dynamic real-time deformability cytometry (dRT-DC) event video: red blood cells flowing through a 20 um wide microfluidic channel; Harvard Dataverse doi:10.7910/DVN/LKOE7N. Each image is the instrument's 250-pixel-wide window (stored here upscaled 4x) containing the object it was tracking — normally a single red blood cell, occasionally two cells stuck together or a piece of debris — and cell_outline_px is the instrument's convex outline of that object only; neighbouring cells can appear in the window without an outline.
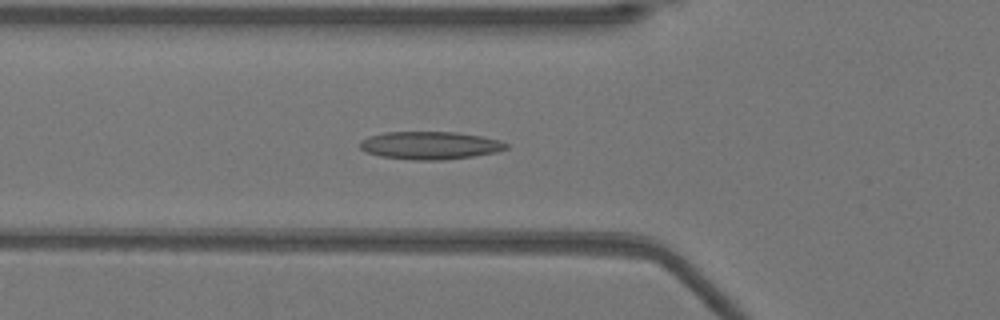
{"species": "Egyptian fruit bat (a non-hibernating species)", "species_latin": "Rousettus aegyptiacus", "temperature_condition": "warm", "stored_images_in_passage": 36, "camera_frame_rate_fps": 3000, "um_per_image_px": 0.085, "animal": {"sex": "female"}, "frame": {"image": 1, "passage_image": 14, "time_ms": 4.333, "image_size_px": [1000, 320], "cell_outline_px": [[508, 148], [496, 152], [472, 156], [444, 160], [412, 160], [380, 156], [368, 152], [360, 148], [360, 140], [368, 136], [384, 132], [456, 132], [480, 136], [500, 140], [508, 144]], "centroid_in_image_um": [36.54, 12.36], "position_along_channel_um": 89.3, "area_um2": 23.7}}
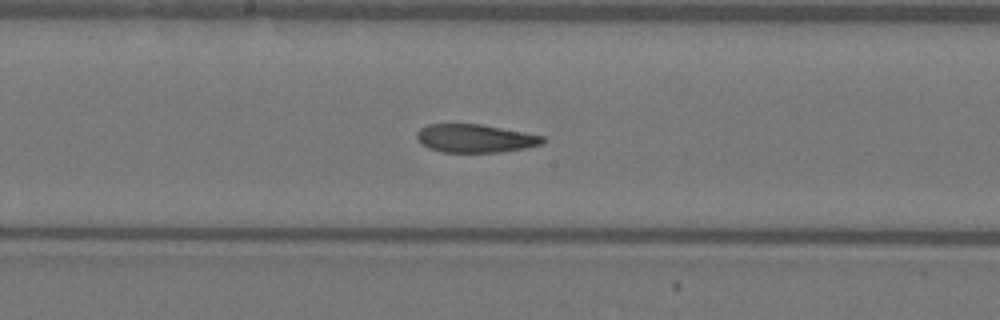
{"frame": {"image": 2, "passage_image": 23, "time_ms": 7.333, "image_size_px": [1000, 320], "cell_outline_px": [[544, 144], [524, 148], [500, 152], [440, 152], [428, 148], [420, 144], [416, 140], [416, 132], [420, 128], [428, 124], [480, 124], [524, 132], [544, 136]], "centroid_in_image_um": [40.34, 11.76], "position_along_channel_um": 207.9, "area_um2": 20.87}}
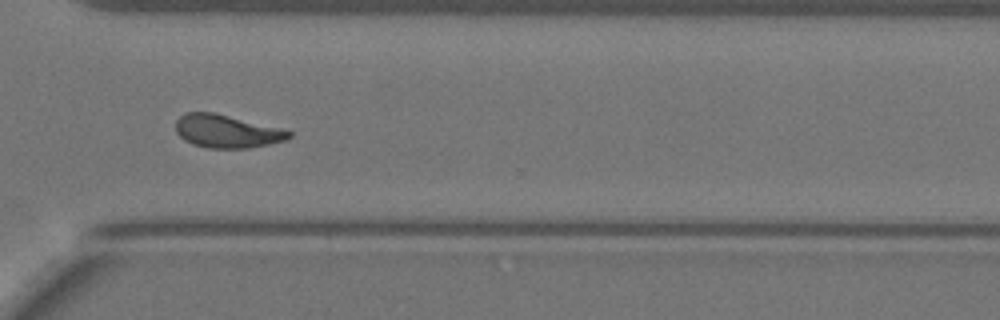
{"frame": {"image": 3, "passage_image": 34, "time_ms": 11.0, "image_size_px": [1000, 320], "cell_outline_px": [[292, 136], [284, 140], [268, 144], [248, 148], [208, 148], [192, 144], [184, 140], [176, 132], [176, 120], [184, 112], [212, 112], [292, 132]], "centroid_in_image_um": [19.19, 11.17], "position_along_channel_um": 351.4, "area_um2": 21.33}, "authors_computed_cell_mechanics": {"area_um2": 22.542, "velocity_mm_per_s": 3.9311, "shape_relaxation_time_tau1_ms": null, "shape_relaxation_time_tau2_ms": 3.031, "deformation_change_tau1": null, "deformation_change_tau2": 0.1039}}